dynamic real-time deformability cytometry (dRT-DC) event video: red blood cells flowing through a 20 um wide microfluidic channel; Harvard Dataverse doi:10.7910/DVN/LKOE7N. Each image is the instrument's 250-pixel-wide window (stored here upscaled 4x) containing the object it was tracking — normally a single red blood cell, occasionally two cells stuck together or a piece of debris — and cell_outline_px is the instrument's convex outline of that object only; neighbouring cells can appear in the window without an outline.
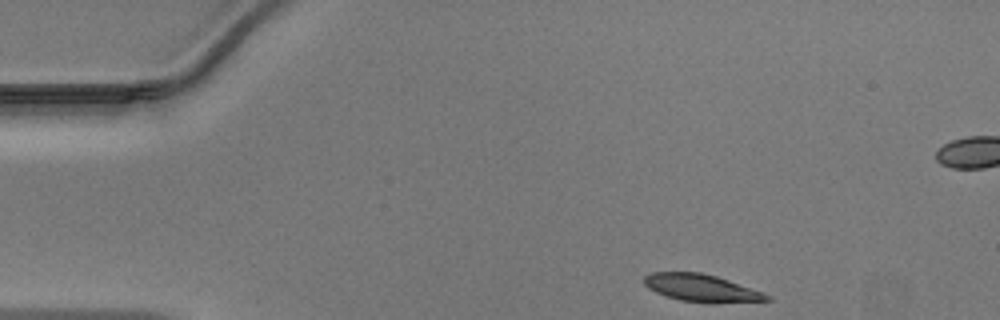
{"species": "Egyptian fruit bat (a non-hibernating species)", "species_latin": "Rousettus aegyptiacus", "temperature_condition": "warm", "stored_images_in_passage": 34, "camera_frame_rate_fps": 3000, "um_per_image_px": 0.085, "animal": {"sex": "male"}, "frame": {"image": 1, "passage_image": 1, "time_ms": 0.0, "image_size_px": [1000, 320], "cell_outline_px": [[772, 300], [680, 300], [656, 292], [648, 288], [644, 284], [644, 276], [652, 272], [700, 272], [716, 276], [764, 292], [772, 296]], "centroid_in_image_um": [59.55, 24.41], "position_along_channel_um": 25.5, "area_um2": 18.44}}
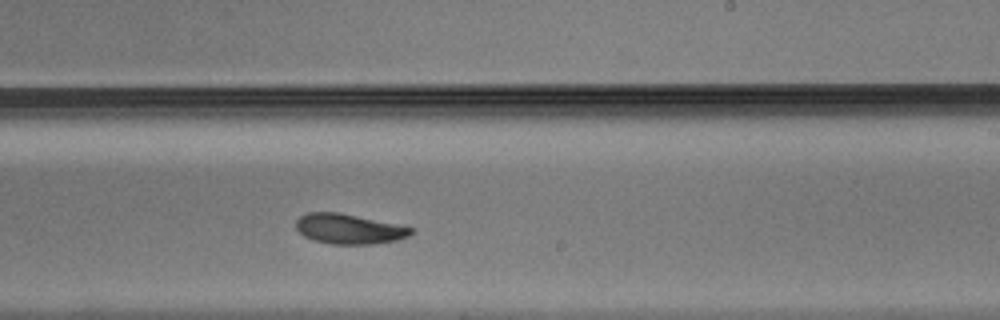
{"frame": {"image": 2, "passage_image": 23, "time_ms": 7.333, "image_size_px": [1000, 320], "cell_outline_px": [[416, 232], [408, 236], [396, 240], [376, 244], [332, 244], [316, 240], [304, 236], [296, 228], [296, 220], [300, 216], [308, 212], [340, 212], [416, 228]], "centroid_in_image_um": [29.71, 19.45], "position_along_channel_um": 259.3, "area_um2": 20.23}}
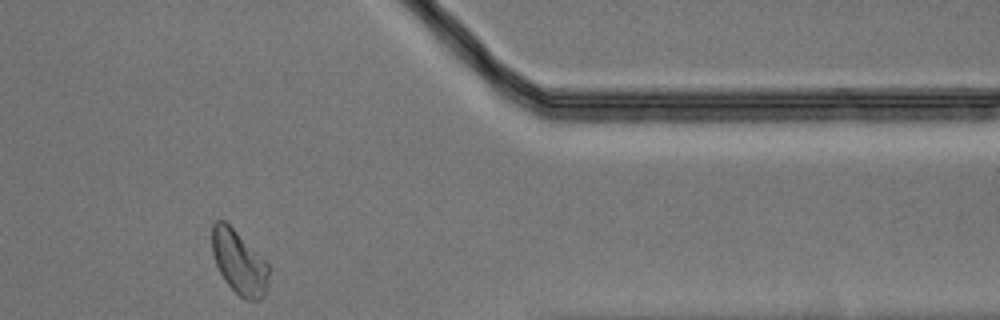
{"frame": {"image": 3, "passage_image": 34, "time_ms": 11.0, "image_size_px": [1000, 320], "cell_outline_px": [[268, 276], [264, 296], [260, 300], [248, 300], [240, 296], [224, 280], [216, 264], [212, 252], [212, 224], [216, 220], [224, 220], [268, 264]], "centroid_in_image_um": [20.29, 22.31], "position_along_channel_um": 391.1, "area_um2": 20.52}}